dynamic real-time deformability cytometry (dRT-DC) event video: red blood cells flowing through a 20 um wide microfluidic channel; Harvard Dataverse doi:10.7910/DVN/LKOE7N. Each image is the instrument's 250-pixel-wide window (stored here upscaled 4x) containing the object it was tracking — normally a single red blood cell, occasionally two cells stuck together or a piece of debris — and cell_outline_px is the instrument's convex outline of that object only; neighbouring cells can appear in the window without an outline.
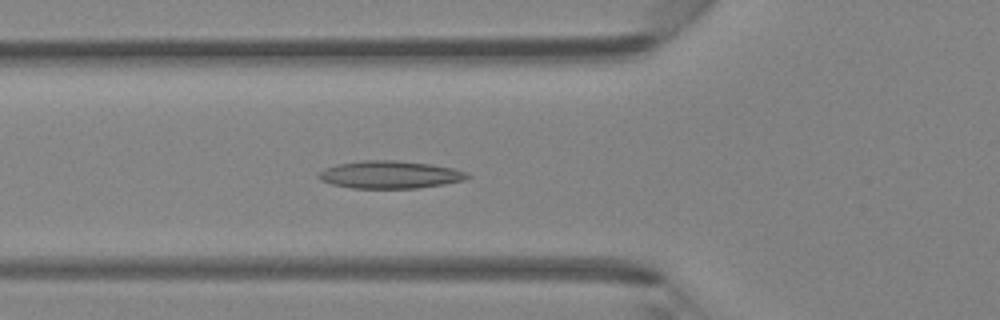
{"species": "Egyptian fruit bat (a non-hibernating species)", "species_latin": "Rousettus aegyptiacus", "temperature_condition": "room temperature", "stored_images_in_passage": 45, "camera_frame_rate_fps": 3000, "um_per_image_px": 0.085, "animal": {"sex": "female"}, "frame": {"image": 1, "passage_image": 16, "time_ms": 5.0, "image_size_px": [1000, 320], "cell_outline_px": [[472, 176], [464, 180], [444, 184], [420, 188], [352, 188], [332, 184], [320, 180], [316, 176], [324, 168], [336, 164], [360, 160], [396, 160], [432, 164], [452, 168], [468, 172]], "centroid_in_image_um": [33.15, 14.84], "position_along_channel_um": 92.7, "area_um2": 24.16}}
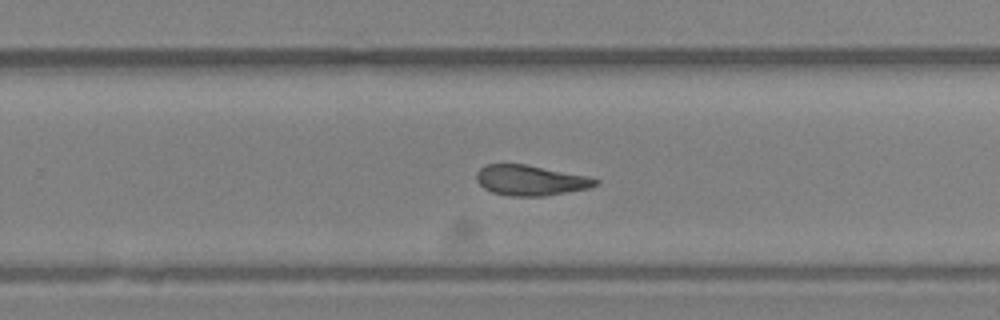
{"frame": {"image": 2, "passage_image": 29, "time_ms": 9.333, "image_size_px": [1000, 320], "cell_outline_px": [[600, 184], [588, 188], [544, 196], [512, 196], [492, 192], [484, 188], [476, 180], [476, 172], [484, 164], [528, 164], [588, 176], [600, 180]], "centroid_in_image_um": [45.1, 15.31], "position_along_channel_um": 284.7, "area_um2": 21.15}}
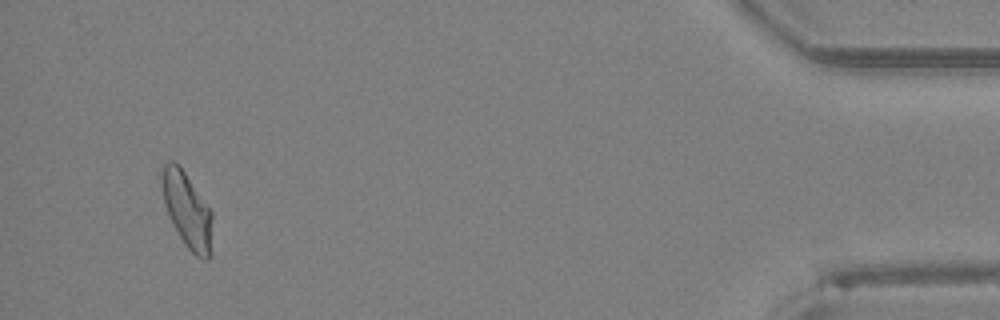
{"frame": {"image": 3, "passage_image": 43, "time_ms": 14.0, "image_size_px": [1000, 320], "cell_outline_px": [[212, 256], [208, 260], [204, 260], [196, 256], [184, 244], [172, 224], [164, 204], [160, 176], [160, 168], [168, 160], [172, 160], [180, 164], [212, 212]], "centroid_in_image_um": [15.9, 17.84], "position_along_channel_um": 419.3, "area_um2": 22.77}}